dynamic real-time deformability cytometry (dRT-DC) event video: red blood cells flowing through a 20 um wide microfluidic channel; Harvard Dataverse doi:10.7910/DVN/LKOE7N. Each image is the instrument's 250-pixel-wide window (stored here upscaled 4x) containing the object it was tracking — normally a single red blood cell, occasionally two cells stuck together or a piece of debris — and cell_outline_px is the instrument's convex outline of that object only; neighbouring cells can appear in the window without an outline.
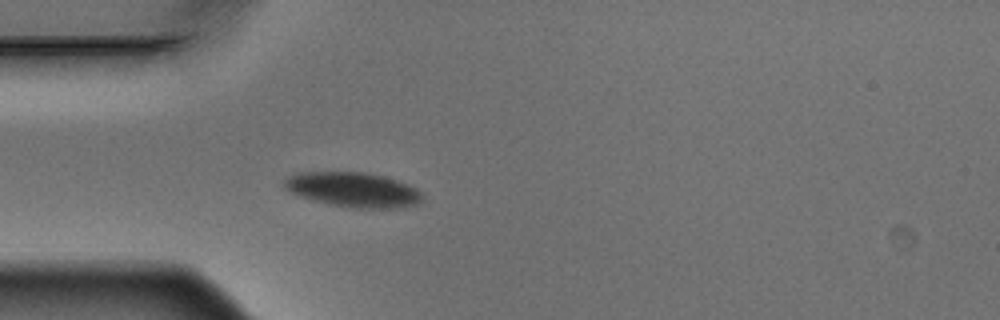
{"species": "Egyptian fruit bat (a non-hibernating species)", "species_latin": "Rousettus aegyptiacus", "temperature_condition": "warm", "stored_images_in_passage": 4, "camera_frame_rate_fps": 3000, "um_per_image_px": 0.085, "animal": {"sex": "male"}, "frame": {"image": 1, "passage_image": 4, "time_ms": 1.0, "image_size_px": [1000, 320], "cell_outline_px": [[420, 204], [400, 208], [348, 208], [312, 200], [300, 196], [284, 188], [284, 180], [288, 176], [296, 172], [364, 172], [384, 176], [408, 184], [416, 188], [420, 192]], "centroid_in_image_um": [30.01, 16.12], "position_along_channel_um": 55.0, "area_um2": 28.03}}